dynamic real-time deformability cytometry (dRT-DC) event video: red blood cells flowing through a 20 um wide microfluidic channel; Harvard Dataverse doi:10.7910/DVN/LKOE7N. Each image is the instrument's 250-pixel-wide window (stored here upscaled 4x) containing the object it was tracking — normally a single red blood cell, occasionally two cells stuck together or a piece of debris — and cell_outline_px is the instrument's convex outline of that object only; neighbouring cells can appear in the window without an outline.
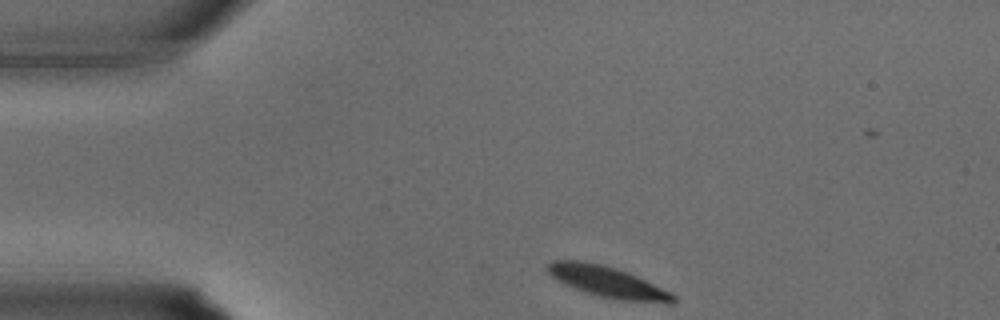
{"species": "common noctule bat (a hibernating species)", "species_latin": "Nyctalus noctula", "temperature_condition": "warm", "stored_images_in_passage": 24, "camera_frame_rate_fps": 3000, "um_per_image_px": 0.085, "animal": {"sex": "male", "body_mass_g": 15.6}, "frame": {"image": 1, "passage_image": 1, "time_ms": 0.0, "image_size_px": [1000, 320], "cell_outline_px": [[676, 300], [672, 304], [668, 304], [620, 300], [596, 296], [584, 292], [564, 284], [556, 280], [544, 268], [552, 260], [576, 260], [600, 264], [616, 268], [636, 276], [672, 292], [676, 296]], "centroid_in_image_um": [51.65, 23.98], "position_along_channel_um": 33.3, "area_um2": 22.89}}
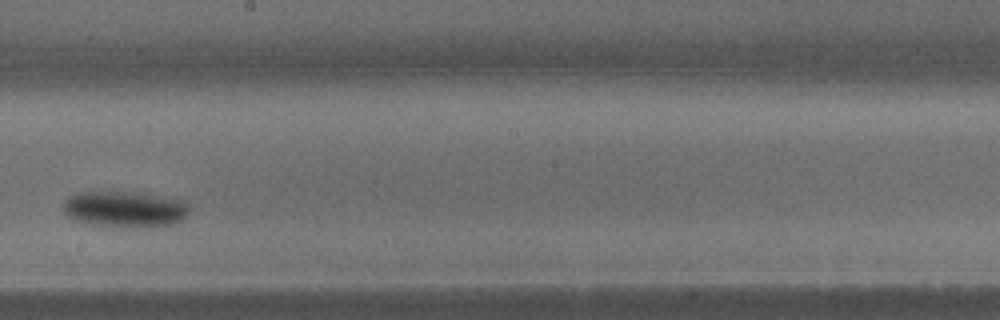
{"frame": {"image": 2, "passage_image": 14, "time_ms": 4.333, "image_size_px": [1000, 320], "cell_outline_px": [[188, 212], [180, 220], [172, 224], [156, 228], [148, 228], [88, 224], [72, 220], [64, 212], [64, 200], [68, 196], [80, 192], [124, 192], [184, 200], [188, 204]], "centroid_in_image_um": [10.57, 17.8], "position_along_channel_um": 237.6, "area_um2": 26.36}}
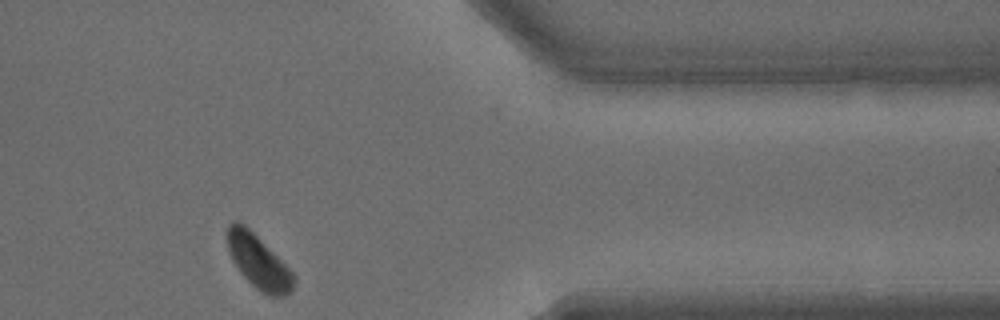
{"frame": {"image": 3, "passage_image": 23, "time_ms": 7.333, "image_size_px": [1000, 320], "cell_outline_px": [[296, 280], [292, 292], [288, 296], [268, 296], [260, 292], [240, 272], [232, 260], [228, 252], [228, 224], [236, 220], [244, 224], [296, 276]], "centroid_in_image_um": [21.99, 22.3], "position_along_channel_um": 389.4, "area_um2": 20.46}}